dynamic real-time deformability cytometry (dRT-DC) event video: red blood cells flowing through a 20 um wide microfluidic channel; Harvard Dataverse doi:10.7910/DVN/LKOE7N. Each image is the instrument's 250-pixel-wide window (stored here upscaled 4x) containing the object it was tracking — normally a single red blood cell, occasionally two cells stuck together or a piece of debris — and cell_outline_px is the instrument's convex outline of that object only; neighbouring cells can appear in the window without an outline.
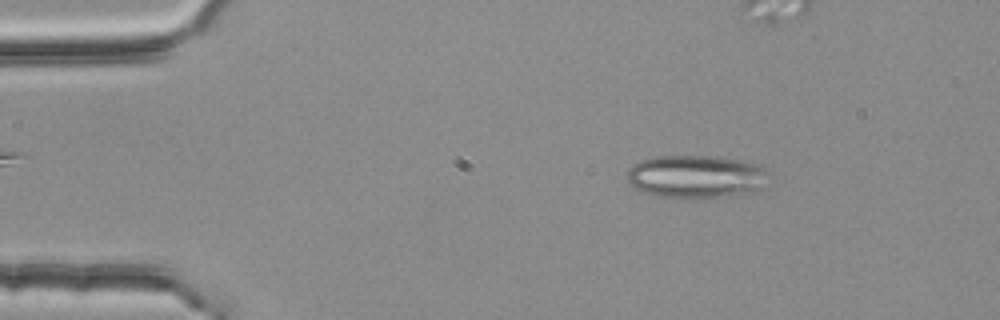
{"species": "common noctule bat (a hibernating species)", "species_latin": "Nyctalus noctula", "temperature_condition": "room temperature", "stored_images_in_passage": 47, "segment_of_instrument_passage": [1, 2], "camera_frame_rate_fps": 3000, "um_per_image_px": 0.085, "animal": {"sex": "female", "body_mass_g": 25.1}, "frame": {"image": 1, "passage_image": 1, "time_ms": 0.0, "image_size_px": [1000, 320], "cell_outline_px": [[768, 184], [760, 188], [744, 192], [704, 200], [684, 200], [656, 196], [640, 192], [632, 188], [628, 184], [628, 168], [632, 164], [640, 160], [656, 156], [708, 156], [744, 160], [760, 164]], "centroid_in_image_um": [59.06, 15.04], "position_along_channel_um": 25.9, "area_um2": 36.18}}